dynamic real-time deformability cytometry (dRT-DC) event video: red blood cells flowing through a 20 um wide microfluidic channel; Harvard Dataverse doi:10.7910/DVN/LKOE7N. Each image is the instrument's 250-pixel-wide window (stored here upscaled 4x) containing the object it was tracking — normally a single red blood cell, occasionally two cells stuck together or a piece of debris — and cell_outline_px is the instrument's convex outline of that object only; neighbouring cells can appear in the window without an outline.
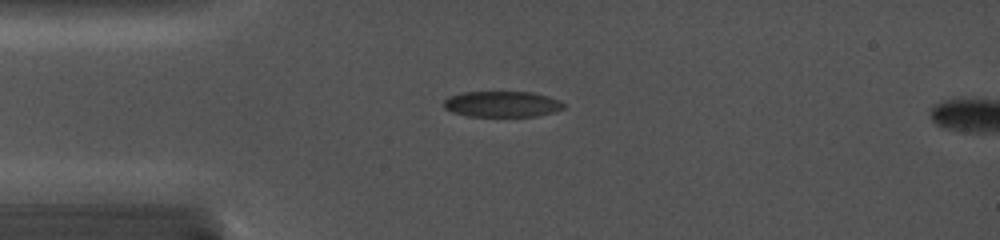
{"species": "common noctule bat (a hibernating species)", "species_latin": "Nyctalus noctula", "temperature_condition": "cold", "stored_images_in_passage": 7, "camera_frame_rate_fps": 5000, "um_per_image_px": 0.085, "animal": {"sex": "female", "body_mass_g": 19.0, "forearm_length_mm": 56.7}, "frame": {"image": 1, "passage_image": 1, "time_ms": 0.0, "image_size_px": [1000, 240], "cell_outline_px": [[564, 108], [552, 112], [536, 116], [468, 116], [452, 112], [444, 108], [444, 100], [448, 96], [460, 92], [532, 92], [548, 96], [560, 100], [564, 104]], "centroid_in_image_um": [42.65, 8.84], "position_along_channel_um": 42.4, "area_um2": 18.09}}